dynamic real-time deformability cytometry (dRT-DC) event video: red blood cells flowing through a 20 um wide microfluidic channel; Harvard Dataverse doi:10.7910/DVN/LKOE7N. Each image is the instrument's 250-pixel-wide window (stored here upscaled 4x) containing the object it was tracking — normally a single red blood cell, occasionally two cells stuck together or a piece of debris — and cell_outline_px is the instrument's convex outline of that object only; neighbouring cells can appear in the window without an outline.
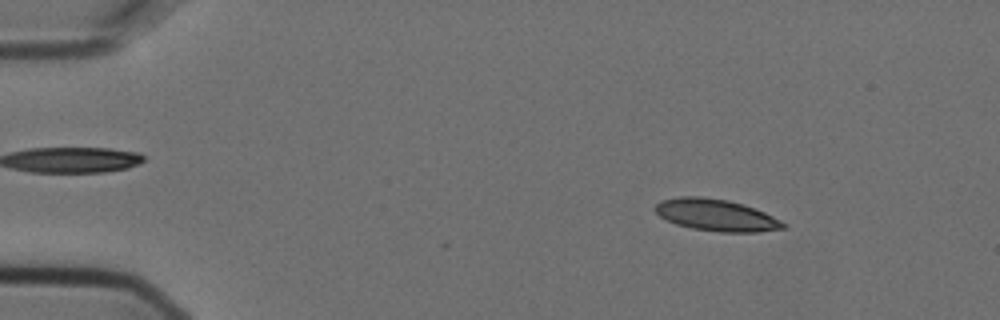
{"species": "Egyptian fruit bat (a non-hibernating species)", "species_latin": "Rousettus aegyptiacus", "temperature_condition": "cold", "stored_images_in_passage": 9, "camera_frame_rate_fps": 3000, "um_per_image_px": 0.085, "animal": {"sex": "female"}, "frame": {"image": 1, "passage_image": 1, "time_ms": 0.0, "image_size_px": [1000, 320], "cell_outline_px": [[788, 228], [760, 232], [720, 232], [692, 228], [676, 224], [660, 216], [652, 208], [660, 200], [680, 196], [700, 196], [728, 200], [744, 204], [764, 212], [788, 224]], "centroid_in_image_um": [60.89, 18.28], "position_along_channel_um": 24.1, "area_um2": 23.93}}
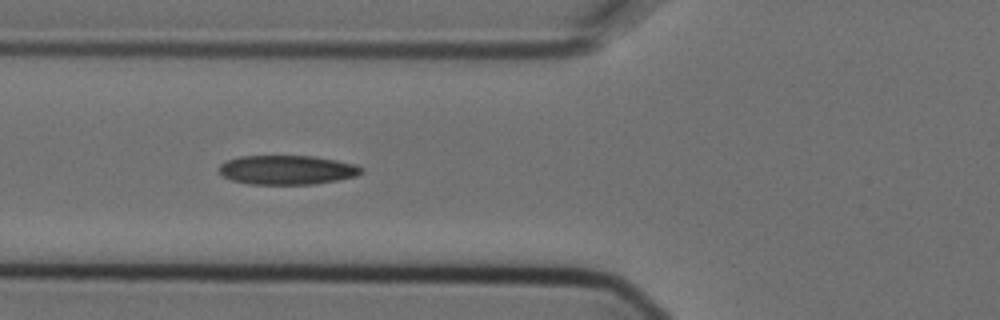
{"frame": {"image": 2, "passage_image": 4, "time_ms": 1.0, "image_size_px": [1000, 320], "cell_outline_px": [[364, 172], [356, 176], [316, 184], [252, 184], [232, 180], [224, 176], [216, 168], [220, 164], [228, 160], [240, 156], [312, 156], [336, 160], [352, 164], [364, 168]], "centroid_in_image_um": [24.39, 14.44], "position_along_channel_um": 101.4, "area_um2": 24.16}}
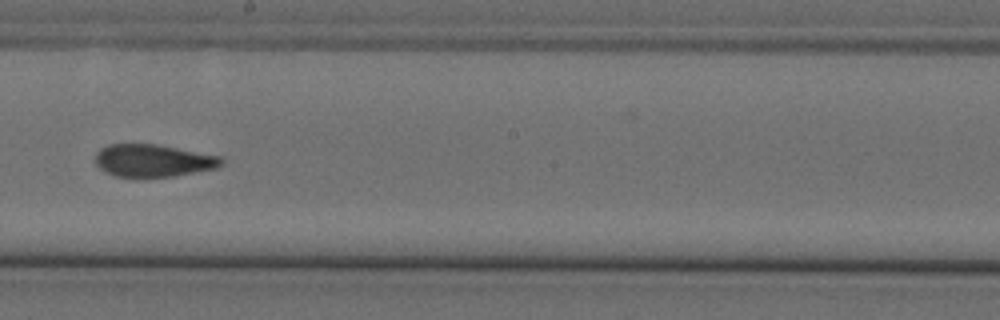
{"frame": {"image": 3, "passage_image": 7, "time_ms": 2.0, "image_size_px": [1000, 320], "cell_outline_px": [[224, 164], [216, 168], [172, 176], [136, 180], [116, 176], [100, 168], [96, 164], [96, 152], [100, 148], [108, 144], [156, 144], [224, 156]], "centroid_in_image_um": [13.03, 13.67], "position_along_channel_um": 235.2, "area_um2": 24.57}}